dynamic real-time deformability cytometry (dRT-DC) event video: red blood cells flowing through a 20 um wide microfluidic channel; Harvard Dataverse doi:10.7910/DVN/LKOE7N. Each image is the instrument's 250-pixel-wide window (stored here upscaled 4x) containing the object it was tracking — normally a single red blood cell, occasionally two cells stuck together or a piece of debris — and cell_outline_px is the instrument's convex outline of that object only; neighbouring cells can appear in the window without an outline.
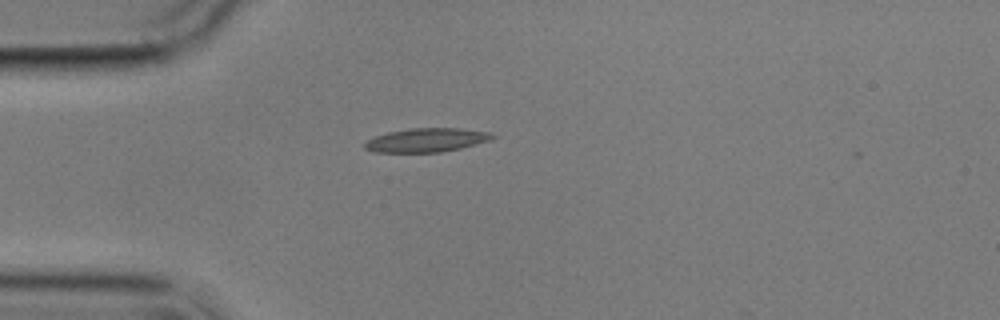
{"species": "common noctule bat (a hibernating species)", "species_latin": "Nyctalus noctula", "temperature_condition": "cold", "stored_images_in_passage": 3, "camera_frame_rate_fps": 3000, "um_per_image_px": 0.085, "animal": {"sex": "male", "body_mass_g": 17.9}, "frame": {"image": 1, "passage_image": 1, "time_ms": 0.0, "image_size_px": [1000, 320], "cell_outline_px": [[496, 136], [492, 140], [460, 148], [440, 152], [372, 152], [364, 148], [364, 144], [368, 140], [376, 136], [388, 132], [412, 128], [460, 128], [492, 132]], "centroid_in_image_um": [36.29, 11.9], "position_along_channel_um": 48.7, "area_um2": 17.74}}
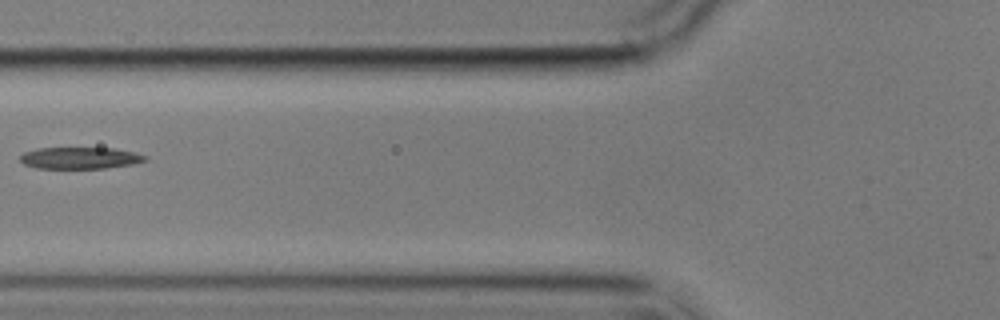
{"frame": {"image": 2, "passage_image": 3, "time_ms": 2.333, "image_size_px": [1000, 320], "cell_outline_px": [[148, 160], [132, 164], [104, 168], [36, 168], [24, 164], [20, 160], [20, 156], [24, 152], [36, 148], [112, 148], [136, 152], [148, 156]], "centroid_in_image_um": [6.82, 13.42], "position_along_channel_um": 119.0, "area_um2": 15.84}}